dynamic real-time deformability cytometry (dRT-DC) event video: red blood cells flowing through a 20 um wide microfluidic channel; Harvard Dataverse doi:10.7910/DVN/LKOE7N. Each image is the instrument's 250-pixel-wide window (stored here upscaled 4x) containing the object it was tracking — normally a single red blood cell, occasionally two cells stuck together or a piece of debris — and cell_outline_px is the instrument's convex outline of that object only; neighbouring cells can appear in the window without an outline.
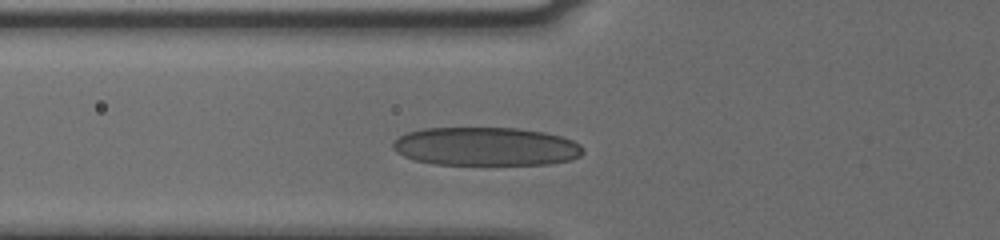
{"species": "human", "species_latin": "Homo sapiens", "temperature_condition": "cold", "stored_images_in_passage": 22, "camera_frame_rate_fps": 3000, "um_per_image_px": 0.085, "donor": {"sex": "male"}, "frame": {"image": 1, "passage_image": 4, "time_ms": 1.0, "image_size_px": [1000, 240], "cell_outline_px": [[584, 152], [580, 156], [572, 160], [548, 164], [432, 164], [416, 160], [404, 156], [396, 152], [392, 148], [392, 144], [400, 136], [408, 132], [424, 128], [516, 128], [544, 132], [560, 136], [572, 140], [580, 144], [584, 148]], "centroid_in_image_um": [41.32, 12.45], "position_along_channel_um": 84.5, "area_um2": 42.66}}
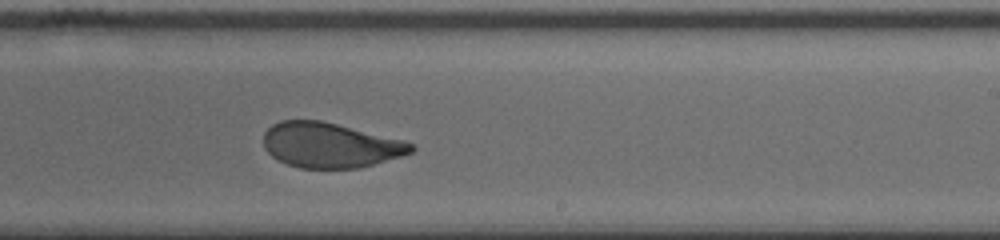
{"frame": {"image": 2, "passage_image": 13, "time_ms": 4.0, "image_size_px": [1000, 240], "cell_outline_px": [[416, 148], [412, 152], [400, 156], [360, 168], [300, 168], [276, 160], [264, 148], [264, 132], [272, 124], [280, 120], [320, 120], [404, 140], [412, 144]], "centroid_in_image_um": [28.03, 12.34], "position_along_channel_um": 261.0, "area_um2": 38.67}}
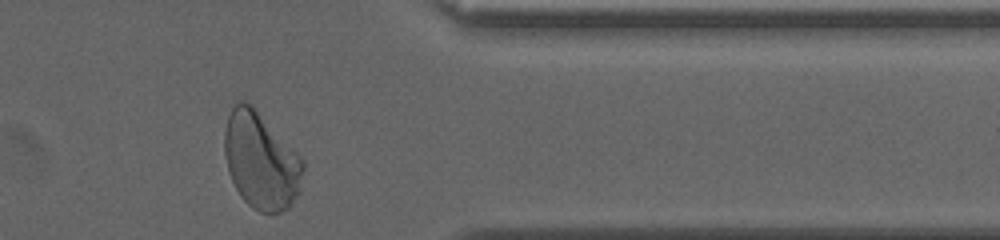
{"frame": {"image": 3, "passage_image": 22, "time_ms": 7.0, "image_size_px": [1000, 240], "cell_outline_px": [[304, 168], [300, 192], [292, 204], [288, 208], [280, 212], [260, 212], [252, 208], [240, 196], [228, 172], [224, 152], [224, 132], [228, 116], [232, 108], [240, 100], [248, 104], [304, 160]], "centroid_in_image_um": [22.18, 13.74], "position_along_channel_um": 389.2, "area_um2": 43.52}}